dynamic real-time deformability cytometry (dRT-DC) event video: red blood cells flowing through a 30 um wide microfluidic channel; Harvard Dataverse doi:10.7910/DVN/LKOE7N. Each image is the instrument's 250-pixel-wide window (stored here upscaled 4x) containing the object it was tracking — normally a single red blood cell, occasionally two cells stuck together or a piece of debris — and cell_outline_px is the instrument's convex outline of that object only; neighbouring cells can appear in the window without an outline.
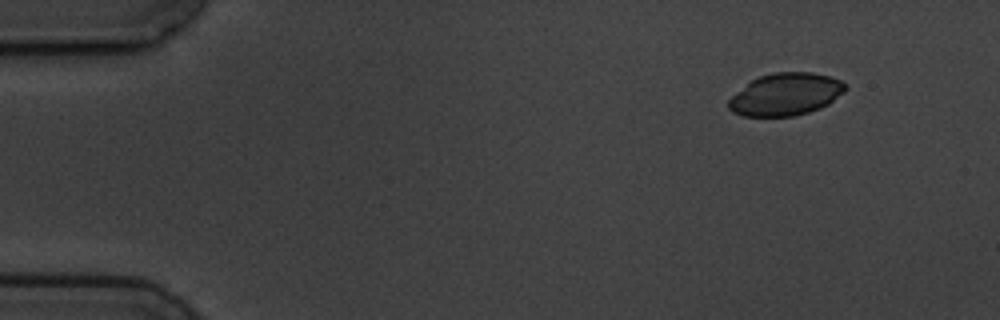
{"species": "common noctule bat (a hibernating species)", "species_latin": "Nyctalus noctula", "temperature_condition": "cold", "stored_images_in_passage": 4, "camera_frame_rate_fps": 3000, "um_per_image_px": 0.085, "animal": {"sex": "male", "body_mass_g": 19.5, "forearm_length_mm": 54.6}, "frame": {"image": 1, "passage_image": 1, "time_ms": 0.0, "image_size_px": [1000, 320], "cell_outline_px": [[848, 88], [844, 92], [828, 104], [820, 108], [808, 112], [792, 116], [744, 116], [732, 112], [728, 108], [728, 100], [732, 96], [752, 80], [760, 76], [772, 72], [812, 72], [828, 76], [840, 80]], "centroid_in_image_um": [66.78, 8.02], "position_along_channel_um": 18.2, "area_um2": 28.61}}